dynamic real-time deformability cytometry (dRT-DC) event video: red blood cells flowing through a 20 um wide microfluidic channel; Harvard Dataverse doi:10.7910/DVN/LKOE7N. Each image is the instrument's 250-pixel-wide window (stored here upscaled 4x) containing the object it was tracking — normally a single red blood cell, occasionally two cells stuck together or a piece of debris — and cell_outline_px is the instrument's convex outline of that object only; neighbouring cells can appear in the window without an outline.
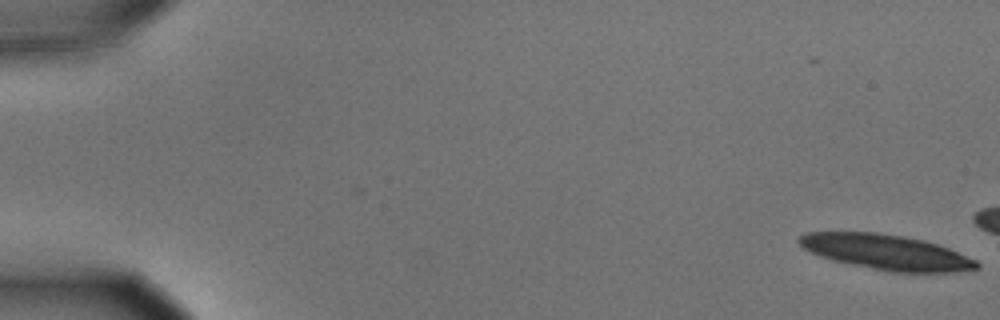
{"species": "common noctule bat (a hibernating species)", "species_latin": "Nyctalus noctula", "temperature_condition": "cold", "stored_images_in_passage": 2, "camera_frame_rate_fps": 3000, "um_per_image_px": 0.085, "animal": {"sex": "male", "body_mass_g": 15.6}, "frame": {"image": 1, "passage_image": 2, "time_ms": 0.333, "image_size_px": [1000, 320], "cell_outline_px": [[980, 268], [952, 272], [892, 272], [832, 260], [820, 256], [804, 248], [796, 240], [804, 232], [876, 232], [904, 236], [924, 240], [948, 248], [976, 260], [980, 264]], "centroid_in_image_um": [75.33, 21.42], "position_along_channel_um": 9.7, "area_um2": 36.13}}